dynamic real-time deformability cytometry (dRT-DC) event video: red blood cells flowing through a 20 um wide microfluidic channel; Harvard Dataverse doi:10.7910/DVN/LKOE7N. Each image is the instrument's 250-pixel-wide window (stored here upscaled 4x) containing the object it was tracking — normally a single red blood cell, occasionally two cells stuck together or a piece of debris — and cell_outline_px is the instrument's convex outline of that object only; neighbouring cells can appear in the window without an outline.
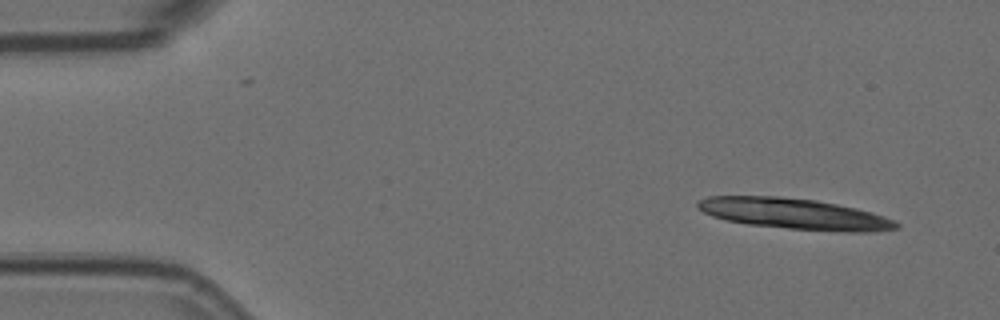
{"species": "Egyptian fruit bat (a non-hibernating species)", "species_latin": "Rousettus aegyptiacus", "temperature_condition": "room temperature", "stored_images_in_passage": 3, "camera_frame_rate_fps": 3000, "um_per_image_px": 0.085, "animal": {"sex": "female"}, "frame": {"image": 1, "passage_image": 1, "time_ms": 0.0, "image_size_px": [1000, 320], "cell_outline_px": [[900, 228], [868, 232], [848, 232], [788, 228], [748, 224], [724, 220], [712, 216], [696, 208], [696, 200], [708, 196], [780, 196], [816, 200], [856, 208], [872, 212], [896, 220], [900, 224]], "centroid_in_image_um": [67.51, 18.17], "position_along_channel_um": 17.5, "area_um2": 35.89}}